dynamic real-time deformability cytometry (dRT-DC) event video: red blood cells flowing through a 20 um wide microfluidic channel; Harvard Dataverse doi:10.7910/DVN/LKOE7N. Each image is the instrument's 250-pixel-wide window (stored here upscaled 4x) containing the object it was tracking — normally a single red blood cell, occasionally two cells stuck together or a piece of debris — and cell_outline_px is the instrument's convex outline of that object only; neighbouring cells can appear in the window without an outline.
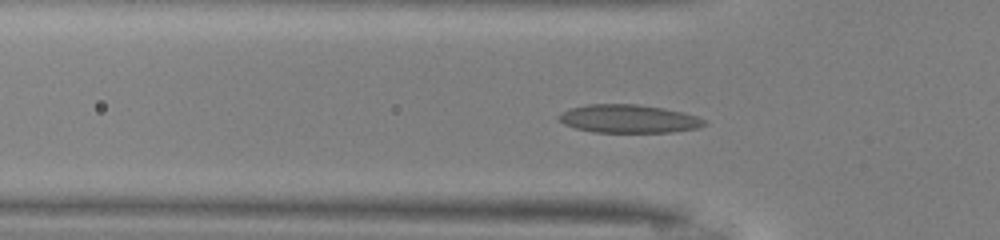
{"species": "common noctule bat (a hibernating species)", "species_latin": "Nyctalus noctula", "temperature_condition": "warm", "stored_images_in_passage": 39, "camera_frame_rate_fps": 3000, "um_per_image_px": 0.085, "animal": {"sex": "male", "body_mass_g": 13.0, "forearm_length_mm": 53.1}, "frame": {"image": 1, "passage_image": 14, "time_ms": 4.333, "image_size_px": [1000, 240], "cell_outline_px": [[708, 124], [700, 128], [672, 132], [592, 132], [576, 128], [564, 124], [556, 116], [560, 112], [572, 108], [588, 104], [636, 104], [664, 108], [684, 112], [696, 116], [704, 120]], "centroid_in_image_um": [53.45, 10.1], "position_along_channel_um": 72.4, "area_um2": 24.04}}
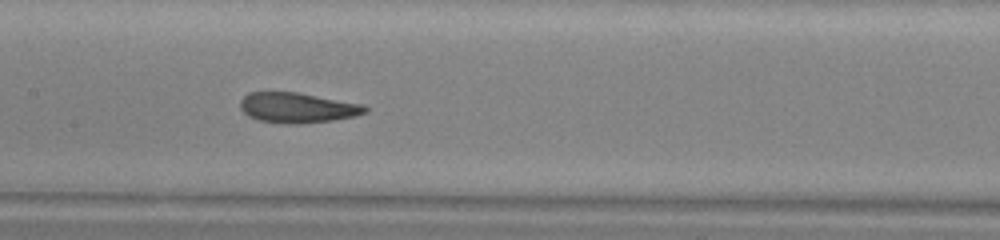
{"frame": {"image": 2, "passage_image": 22, "time_ms": 7.0, "image_size_px": [1000, 240], "cell_outline_px": [[368, 112], [356, 116], [332, 120], [300, 124], [292, 124], [260, 120], [248, 116], [240, 108], [240, 100], [248, 92], [296, 92], [364, 104], [368, 108]], "centroid_in_image_um": [25.3, 9.15], "position_along_channel_um": 182.1, "area_um2": 21.96}}
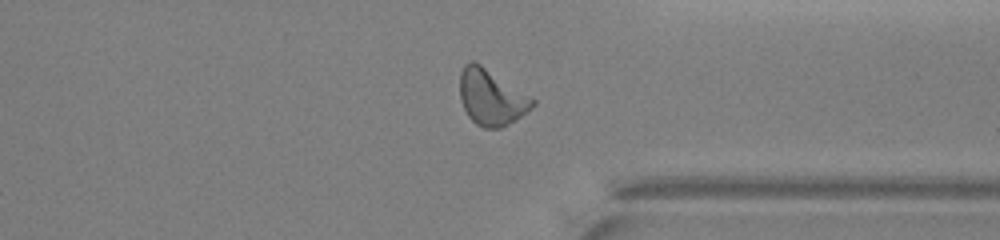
{"frame": {"image": 3, "passage_image": 36, "time_ms": 11.667, "image_size_px": [1000, 240], "cell_outline_px": [[536, 104], [520, 116], [508, 124], [500, 128], [484, 128], [476, 124], [468, 116], [460, 100], [460, 72], [464, 64], [472, 60], [480, 64], [536, 100]], "centroid_in_image_um": [41.73, 8.27], "position_along_channel_um": 369.7, "area_um2": 23.35}}